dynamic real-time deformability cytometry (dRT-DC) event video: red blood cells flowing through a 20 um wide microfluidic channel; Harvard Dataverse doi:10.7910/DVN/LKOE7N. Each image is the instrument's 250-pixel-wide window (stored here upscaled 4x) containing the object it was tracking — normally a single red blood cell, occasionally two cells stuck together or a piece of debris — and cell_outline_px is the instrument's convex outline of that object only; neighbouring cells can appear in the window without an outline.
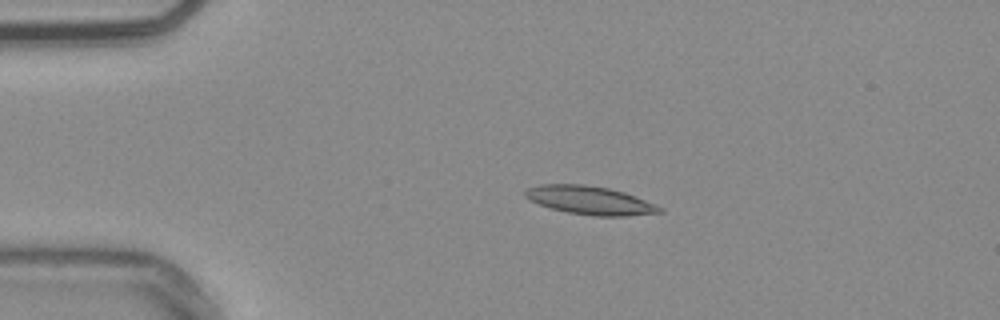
{"species": "common noctule bat (a hibernating species)", "species_latin": "Nyctalus noctula", "temperature_condition": "warm", "stored_images_in_passage": 54, "camera_frame_rate_fps": 3000, "um_per_image_px": 0.085, "animal": {"sex": "male", "body_mass_g": 20.4}, "frame": {"image": 1, "passage_image": 12, "time_ms": 3.667, "image_size_px": [1000, 320], "cell_outline_px": [[664, 212], [628, 216], [592, 216], [568, 212], [552, 208], [528, 200], [524, 196], [524, 192], [528, 188], [540, 184], [584, 184], [608, 188], [624, 192], [656, 204], [664, 208]], "centroid_in_image_um": [50.17, 17.03], "position_along_channel_um": 34.8, "area_um2": 22.31}}
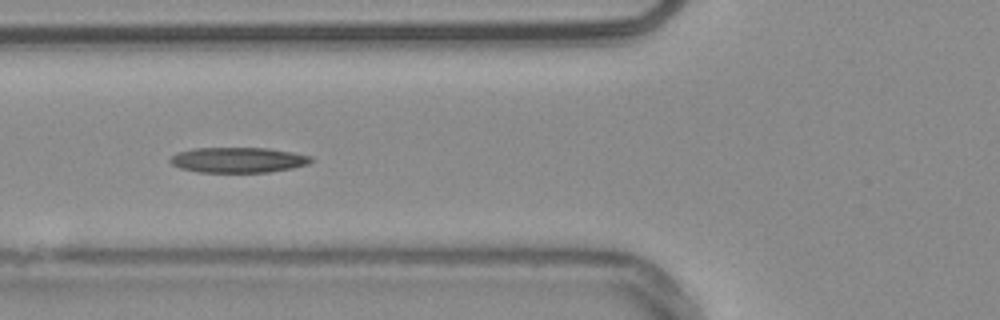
{"frame": {"image": 2, "passage_image": 21, "time_ms": 6.667, "image_size_px": [1000, 320], "cell_outline_px": [[312, 160], [308, 164], [292, 168], [268, 172], [200, 172], [180, 168], [172, 164], [168, 160], [176, 152], [192, 148], [268, 148], [292, 152], [312, 156]], "centroid_in_image_um": [20.22, 13.59], "position_along_channel_um": 105.6, "area_um2": 20.81}}
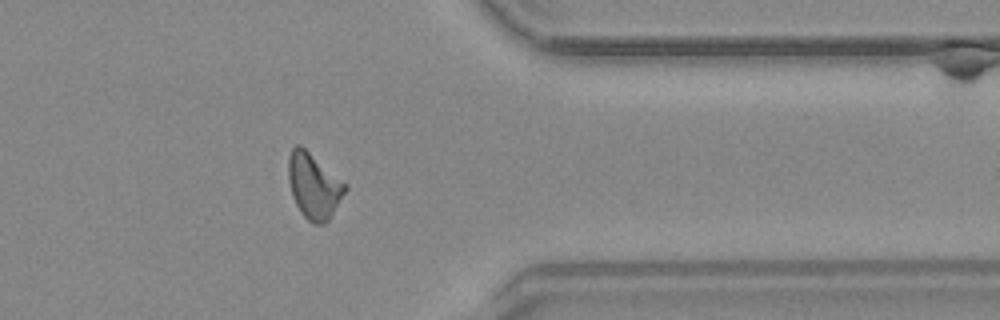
{"frame": {"image": 3, "passage_image": 44, "time_ms": 14.333, "image_size_px": [1000, 320], "cell_outline_px": [[348, 188], [328, 220], [324, 224], [312, 224], [300, 212], [292, 196], [288, 180], [288, 156], [292, 148], [296, 144], [300, 144], [348, 184]], "centroid_in_image_um": [26.67, 15.79], "position_along_channel_um": 384.7, "area_um2": 21.79}, "authors_computed_cell_mechanics": {"area_um2": 20.9525, "velocity_mm_per_s": 3.789, "shape_relaxation_time_tau1_ms": null, "shape_relaxation_time_tau2_ms": 6.923, "deformation_change_tau1": null, "deformation_change_tau2": 0.1756}}